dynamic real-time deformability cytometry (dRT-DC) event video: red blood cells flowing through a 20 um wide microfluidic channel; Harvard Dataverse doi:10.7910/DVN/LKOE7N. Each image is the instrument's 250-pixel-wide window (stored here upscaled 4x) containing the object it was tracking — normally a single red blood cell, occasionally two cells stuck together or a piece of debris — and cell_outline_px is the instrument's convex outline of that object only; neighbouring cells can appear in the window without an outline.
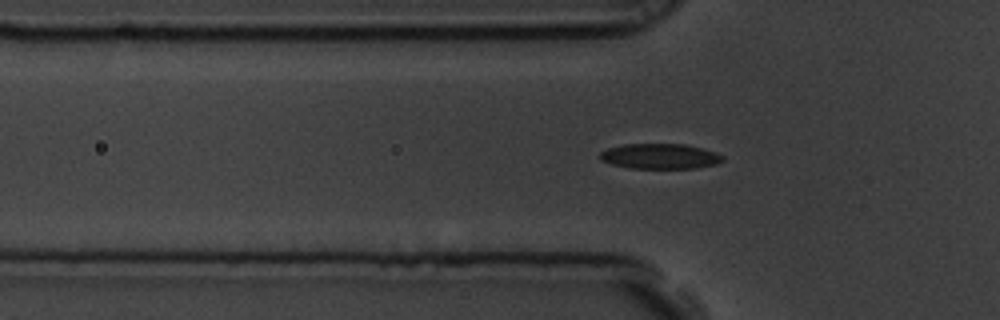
{"species": "common noctule bat (a hibernating species)", "species_latin": "Nyctalus noctula", "temperature_condition": "room temperature", "stored_images_in_passage": 44, "camera_frame_rate_fps": 3000, "um_per_image_px": 0.085, "animal": {"sex": "male", "body_mass_g": 19.5, "forearm_length_mm": 54.6}, "frame": {"image": 1, "passage_image": 12, "time_ms": 3.667, "image_size_px": [1000, 320], "cell_outline_px": [[724, 160], [716, 164], [696, 168], [632, 168], [612, 164], [600, 160], [600, 152], [608, 148], [624, 144], [684, 144], [704, 148], [716, 152], [724, 156]], "centroid_in_image_um": [56.13, 13.28], "position_along_channel_um": 69.7, "area_um2": 18.09}}
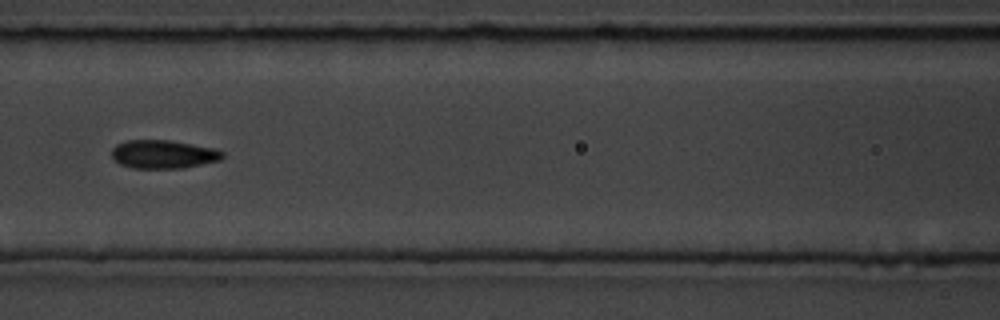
{"frame": {"image": 2, "passage_image": 19, "time_ms": 6.0, "image_size_px": [1000, 320], "cell_outline_px": [[224, 156], [220, 160], [184, 168], [132, 168], [120, 164], [112, 160], [112, 148], [116, 144], [128, 140], [168, 140], [216, 148], [224, 152]], "centroid_in_image_um": [13.87, 13.11], "position_along_channel_um": 152.7, "area_um2": 18.5}}
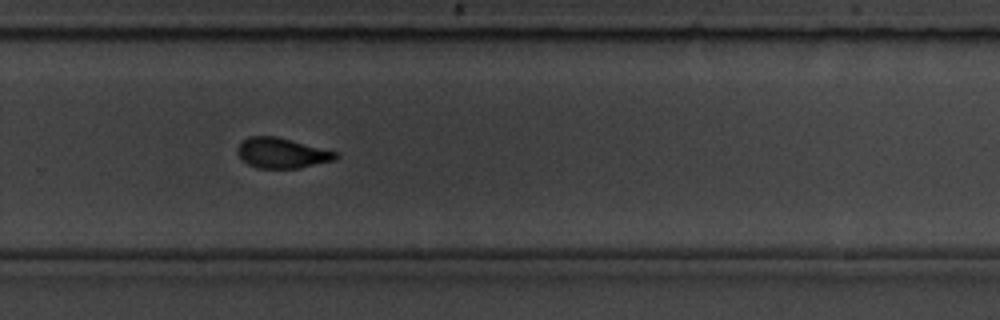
{"frame": {"image": 3, "passage_image": 32, "time_ms": 10.333, "image_size_px": [1000, 320], "cell_outline_px": [[340, 156], [336, 160], [300, 168], [256, 168], [248, 164], [236, 152], [236, 148], [248, 136], [276, 136], [336, 152]], "centroid_in_image_um": [23.96, 13.01], "position_along_channel_um": 305.8, "area_um2": 17.22}}